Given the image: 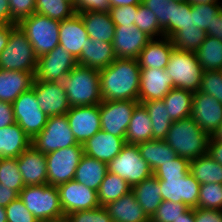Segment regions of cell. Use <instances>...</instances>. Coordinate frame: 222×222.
Wrapping results in <instances>:
<instances>
[{"mask_svg":"<svg viewBox=\"0 0 222 222\" xmlns=\"http://www.w3.org/2000/svg\"><path fill=\"white\" fill-rule=\"evenodd\" d=\"M195 55L204 71L222 70L221 40L207 35Z\"/></svg>","mask_w":222,"mask_h":222,"instance_id":"36","label":"cell"},{"mask_svg":"<svg viewBox=\"0 0 222 222\" xmlns=\"http://www.w3.org/2000/svg\"><path fill=\"white\" fill-rule=\"evenodd\" d=\"M77 144L66 114L49 116L43 130L32 140V146L43 154Z\"/></svg>","mask_w":222,"mask_h":222,"instance_id":"9","label":"cell"},{"mask_svg":"<svg viewBox=\"0 0 222 222\" xmlns=\"http://www.w3.org/2000/svg\"><path fill=\"white\" fill-rule=\"evenodd\" d=\"M142 0H109L110 8L138 5L141 4Z\"/></svg>","mask_w":222,"mask_h":222,"instance_id":"62","label":"cell"},{"mask_svg":"<svg viewBox=\"0 0 222 222\" xmlns=\"http://www.w3.org/2000/svg\"><path fill=\"white\" fill-rule=\"evenodd\" d=\"M207 154L213 160L222 165V141L216 140L213 136H211L208 143Z\"/></svg>","mask_w":222,"mask_h":222,"instance_id":"57","label":"cell"},{"mask_svg":"<svg viewBox=\"0 0 222 222\" xmlns=\"http://www.w3.org/2000/svg\"><path fill=\"white\" fill-rule=\"evenodd\" d=\"M190 172L200 184H222V165L208 154L190 160Z\"/></svg>","mask_w":222,"mask_h":222,"instance_id":"35","label":"cell"},{"mask_svg":"<svg viewBox=\"0 0 222 222\" xmlns=\"http://www.w3.org/2000/svg\"><path fill=\"white\" fill-rule=\"evenodd\" d=\"M108 172L116 174L131 187L153 175L148 163L141 157L137 145L125 144L121 152L107 163Z\"/></svg>","mask_w":222,"mask_h":222,"instance_id":"8","label":"cell"},{"mask_svg":"<svg viewBox=\"0 0 222 222\" xmlns=\"http://www.w3.org/2000/svg\"><path fill=\"white\" fill-rule=\"evenodd\" d=\"M149 140H153L152 121L145 106L139 103L133 111L125 142L137 145Z\"/></svg>","mask_w":222,"mask_h":222,"instance_id":"31","label":"cell"},{"mask_svg":"<svg viewBox=\"0 0 222 222\" xmlns=\"http://www.w3.org/2000/svg\"><path fill=\"white\" fill-rule=\"evenodd\" d=\"M195 222H222V211L194 208Z\"/></svg>","mask_w":222,"mask_h":222,"instance_id":"55","label":"cell"},{"mask_svg":"<svg viewBox=\"0 0 222 222\" xmlns=\"http://www.w3.org/2000/svg\"><path fill=\"white\" fill-rule=\"evenodd\" d=\"M131 191L134 193L136 201L142 207L143 211L151 218L163 201L159 180L152 175L133 186Z\"/></svg>","mask_w":222,"mask_h":222,"instance_id":"32","label":"cell"},{"mask_svg":"<svg viewBox=\"0 0 222 222\" xmlns=\"http://www.w3.org/2000/svg\"><path fill=\"white\" fill-rule=\"evenodd\" d=\"M7 222H39L18 197L5 207Z\"/></svg>","mask_w":222,"mask_h":222,"instance_id":"51","label":"cell"},{"mask_svg":"<svg viewBox=\"0 0 222 222\" xmlns=\"http://www.w3.org/2000/svg\"><path fill=\"white\" fill-rule=\"evenodd\" d=\"M202 30L196 27L194 20V8L186 0H175L172 13V36L176 32L198 31Z\"/></svg>","mask_w":222,"mask_h":222,"instance_id":"39","label":"cell"},{"mask_svg":"<svg viewBox=\"0 0 222 222\" xmlns=\"http://www.w3.org/2000/svg\"><path fill=\"white\" fill-rule=\"evenodd\" d=\"M115 59L112 42H103L88 37L87 43L85 47H82L80 57L77 59V64L101 70Z\"/></svg>","mask_w":222,"mask_h":222,"instance_id":"24","label":"cell"},{"mask_svg":"<svg viewBox=\"0 0 222 222\" xmlns=\"http://www.w3.org/2000/svg\"><path fill=\"white\" fill-rule=\"evenodd\" d=\"M199 92L211 95L222 103V70L204 71Z\"/></svg>","mask_w":222,"mask_h":222,"instance_id":"48","label":"cell"},{"mask_svg":"<svg viewBox=\"0 0 222 222\" xmlns=\"http://www.w3.org/2000/svg\"><path fill=\"white\" fill-rule=\"evenodd\" d=\"M19 198L38 221L65 218L57 186H25L20 191Z\"/></svg>","mask_w":222,"mask_h":222,"instance_id":"4","label":"cell"},{"mask_svg":"<svg viewBox=\"0 0 222 222\" xmlns=\"http://www.w3.org/2000/svg\"><path fill=\"white\" fill-rule=\"evenodd\" d=\"M210 137L192 117H188L173 121L164 140L177 156L190 161L207 154Z\"/></svg>","mask_w":222,"mask_h":222,"instance_id":"2","label":"cell"},{"mask_svg":"<svg viewBox=\"0 0 222 222\" xmlns=\"http://www.w3.org/2000/svg\"><path fill=\"white\" fill-rule=\"evenodd\" d=\"M0 222H7V214L3 206H0Z\"/></svg>","mask_w":222,"mask_h":222,"instance_id":"65","label":"cell"},{"mask_svg":"<svg viewBox=\"0 0 222 222\" xmlns=\"http://www.w3.org/2000/svg\"><path fill=\"white\" fill-rule=\"evenodd\" d=\"M139 101H102L99 105L101 130L125 140L133 111Z\"/></svg>","mask_w":222,"mask_h":222,"instance_id":"12","label":"cell"},{"mask_svg":"<svg viewBox=\"0 0 222 222\" xmlns=\"http://www.w3.org/2000/svg\"><path fill=\"white\" fill-rule=\"evenodd\" d=\"M194 92L172 88L163 98L172 121L191 117Z\"/></svg>","mask_w":222,"mask_h":222,"instance_id":"34","label":"cell"},{"mask_svg":"<svg viewBox=\"0 0 222 222\" xmlns=\"http://www.w3.org/2000/svg\"><path fill=\"white\" fill-rule=\"evenodd\" d=\"M109 9V0H75L76 13L85 11L107 12Z\"/></svg>","mask_w":222,"mask_h":222,"instance_id":"54","label":"cell"},{"mask_svg":"<svg viewBox=\"0 0 222 222\" xmlns=\"http://www.w3.org/2000/svg\"><path fill=\"white\" fill-rule=\"evenodd\" d=\"M0 25H10V8L8 0H0Z\"/></svg>","mask_w":222,"mask_h":222,"instance_id":"60","label":"cell"},{"mask_svg":"<svg viewBox=\"0 0 222 222\" xmlns=\"http://www.w3.org/2000/svg\"><path fill=\"white\" fill-rule=\"evenodd\" d=\"M99 74L103 101H139L141 68L137 59L116 58Z\"/></svg>","mask_w":222,"mask_h":222,"instance_id":"1","label":"cell"},{"mask_svg":"<svg viewBox=\"0 0 222 222\" xmlns=\"http://www.w3.org/2000/svg\"><path fill=\"white\" fill-rule=\"evenodd\" d=\"M34 78L30 72L0 69V101L12 104L32 87Z\"/></svg>","mask_w":222,"mask_h":222,"instance_id":"27","label":"cell"},{"mask_svg":"<svg viewBox=\"0 0 222 222\" xmlns=\"http://www.w3.org/2000/svg\"><path fill=\"white\" fill-rule=\"evenodd\" d=\"M17 24L0 25V53L6 47L10 32Z\"/></svg>","mask_w":222,"mask_h":222,"instance_id":"61","label":"cell"},{"mask_svg":"<svg viewBox=\"0 0 222 222\" xmlns=\"http://www.w3.org/2000/svg\"><path fill=\"white\" fill-rule=\"evenodd\" d=\"M77 65V60L62 46L38 58L35 79L44 82H61Z\"/></svg>","mask_w":222,"mask_h":222,"instance_id":"13","label":"cell"},{"mask_svg":"<svg viewBox=\"0 0 222 222\" xmlns=\"http://www.w3.org/2000/svg\"><path fill=\"white\" fill-rule=\"evenodd\" d=\"M71 131L79 144H84L101 130L99 105L70 107L66 113Z\"/></svg>","mask_w":222,"mask_h":222,"instance_id":"18","label":"cell"},{"mask_svg":"<svg viewBox=\"0 0 222 222\" xmlns=\"http://www.w3.org/2000/svg\"><path fill=\"white\" fill-rule=\"evenodd\" d=\"M35 13L61 22L72 17L76 11L66 0H35Z\"/></svg>","mask_w":222,"mask_h":222,"instance_id":"40","label":"cell"},{"mask_svg":"<svg viewBox=\"0 0 222 222\" xmlns=\"http://www.w3.org/2000/svg\"><path fill=\"white\" fill-rule=\"evenodd\" d=\"M66 222H113L105 206L91 210H79L65 216Z\"/></svg>","mask_w":222,"mask_h":222,"instance_id":"50","label":"cell"},{"mask_svg":"<svg viewBox=\"0 0 222 222\" xmlns=\"http://www.w3.org/2000/svg\"><path fill=\"white\" fill-rule=\"evenodd\" d=\"M66 1L70 2L75 8V0H66Z\"/></svg>","mask_w":222,"mask_h":222,"instance_id":"68","label":"cell"},{"mask_svg":"<svg viewBox=\"0 0 222 222\" xmlns=\"http://www.w3.org/2000/svg\"><path fill=\"white\" fill-rule=\"evenodd\" d=\"M172 88L173 80L165 69L141 68L139 103L163 99Z\"/></svg>","mask_w":222,"mask_h":222,"instance_id":"20","label":"cell"},{"mask_svg":"<svg viewBox=\"0 0 222 222\" xmlns=\"http://www.w3.org/2000/svg\"><path fill=\"white\" fill-rule=\"evenodd\" d=\"M108 172L107 163L83 155L77 166L74 180L88 188L98 191L101 182Z\"/></svg>","mask_w":222,"mask_h":222,"instance_id":"30","label":"cell"},{"mask_svg":"<svg viewBox=\"0 0 222 222\" xmlns=\"http://www.w3.org/2000/svg\"><path fill=\"white\" fill-rule=\"evenodd\" d=\"M141 4L153 11L160 27L164 31V37L171 38L172 13L175 0H142Z\"/></svg>","mask_w":222,"mask_h":222,"instance_id":"41","label":"cell"},{"mask_svg":"<svg viewBox=\"0 0 222 222\" xmlns=\"http://www.w3.org/2000/svg\"><path fill=\"white\" fill-rule=\"evenodd\" d=\"M192 7L196 27L207 32L211 28L214 16L222 9V3L197 4Z\"/></svg>","mask_w":222,"mask_h":222,"instance_id":"49","label":"cell"},{"mask_svg":"<svg viewBox=\"0 0 222 222\" xmlns=\"http://www.w3.org/2000/svg\"><path fill=\"white\" fill-rule=\"evenodd\" d=\"M190 172V161L177 156L172 161H168L159 166L153 175L157 179L183 178Z\"/></svg>","mask_w":222,"mask_h":222,"instance_id":"45","label":"cell"},{"mask_svg":"<svg viewBox=\"0 0 222 222\" xmlns=\"http://www.w3.org/2000/svg\"><path fill=\"white\" fill-rule=\"evenodd\" d=\"M39 222H65V218H59V219H55V220L39 221Z\"/></svg>","mask_w":222,"mask_h":222,"instance_id":"67","label":"cell"},{"mask_svg":"<svg viewBox=\"0 0 222 222\" xmlns=\"http://www.w3.org/2000/svg\"><path fill=\"white\" fill-rule=\"evenodd\" d=\"M191 117L201 130L213 136L222 123V103L211 95L196 91L193 95Z\"/></svg>","mask_w":222,"mask_h":222,"instance_id":"16","label":"cell"},{"mask_svg":"<svg viewBox=\"0 0 222 222\" xmlns=\"http://www.w3.org/2000/svg\"><path fill=\"white\" fill-rule=\"evenodd\" d=\"M137 11L138 5L121 6L109 9L111 19L115 26L134 25L136 22Z\"/></svg>","mask_w":222,"mask_h":222,"instance_id":"53","label":"cell"},{"mask_svg":"<svg viewBox=\"0 0 222 222\" xmlns=\"http://www.w3.org/2000/svg\"><path fill=\"white\" fill-rule=\"evenodd\" d=\"M17 25L25 33L39 58L59 45L60 22L34 13L20 20Z\"/></svg>","mask_w":222,"mask_h":222,"instance_id":"6","label":"cell"},{"mask_svg":"<svg viewBox=\"0 0 222 222\" xmlns=\"http://www.w3.org/2000/svg\"><path fill=\"white\" fill-rule=\"evenodd\" d=\"M148 111L152 121L153 139L164 140L173 123L164 100H151L142 103Z\"/></svg>","mask_w":222,"mask_h":222,"instance_id":"37","label":"cell"},{"mask_svg":"<svg viewBox=\"0 0 222 222\" xmlns=\"http://www.w3.org/2000/svg\"><path fill=\"white\" fill-rule=\"evenodd\" d=\"M88 33L82 17L75 13L64 19L59 25V45L65 48L76 60L80 57L82 47L87 43Z\"/></svg>","mask_w":222,"mask_h":222,"instance_id":"22","label":"cell"},{"mask_svg":"<svg viewBox=\"0 0 222 222\" xmlns=\"http://www.w3.org/2000/svg\"><path fill=\"white\" fill-rule=\"evenodd\" d=\"M38 57L21 28L16 25L10 32L6 47L0 53V69L30 72L34 77Z\"/></svg>","mask_w":222,"mask_h":222,"instance_id":"5","label":"cell"},{"mask_svg":"<svg viewBox=\"0 0 222 222\" xmlns=\"http://www.w3.org/2000/svg\"><path fill=\"white\" fill-rule=\"evenodd\" d=\"M174 222H195L194 208H189Z\"/></svg>","mask_w":222,"mask_h":222,"instance_id":"63","label":"cell"},{"mask_svg":"<svg viewBox=\"0 0 222 222\" xmlns=\"http://www.w3.org/2000/svg\"><path fill=\"white\" fill-rule=\"evenodd\" d=\"M132 187L120 176L107 172L97 191L98 200L101 206L115 201L129 193Z\"/></svg>","mask_w":222,"mask_h":222,"instance_id":"38","label":"cell"},{"mask_svg":"<svg viewBox=\"0 0 222 222\" xmlns=\"http://www.w3.org/2000/svg\"><path fill=\"white\" fill-rule=\"evenodd\" d=\"M31 146L32 140L17 123L0 128V158H17Z\"/></svg>","mask_w":222,"mask_h":222,"instance_id":"28","label":"cell"},{"mask_svg":"<svg viewBox=\"0 0 222 222\" xmlns=\"http://www.w3.org/2000/svg\"><path fill=\"white\" fill-rule=\"evenodd\" d=\"M18 197L19 193L16 190H12L6 186L3 187L2 184H0V206L6 207Z\"/></svg>","mask_w":222,"mask_h":222,"instance_id":"59","label":"cell"},{"mask_svg":"<svg viewBox=\"0 0 222 222\" xmlns=\"http://www.w3.org/2000/svg\"><path fill=\"white\" fill-rule=\"evenodd\" d=\"M84 22L88 37L103 42H112L115 35V25L109 11H85L78 13Z\"/></svg>","mask_w":222,"mask_h":222,"instance_id":"29","label":"cell"},{"mask_svg":"<svg viewBox=\"0 0 222 222\" xmlns=\"http://www.w3.org/2000/svg\"><path fill=\"white\" fill-rule=\"evenodd\" d=\"M165 71L173 80L175 88L192 92L199 91L204 70L198 62L195 52L173 48Z\"/></svg>","mask_w":222,"mask_h":222,"instance_id":"7","label":"cell"},{"mask_svg":"<svg viewBox=\"0 0 222 222\" xmlns=\"http://www.w3.org/2000/svg\"><path fill=\"white\" fill-rule=\"evenodd\" d=\"M213 137L216 140L222 141V123H221L220 127L218 128V130L213 134Z\"/></svg>","mask_w":222,"mask_h":222,"instance_id":"66","label":"cell"},{"mask_svg":"<svg viewBox=\"0 0 222 222\" xmlns=\"http://www.w3.org/2000/svg\"><path fill=\"white\" fill-rule=\"evenodd\" d=\"M14 123L15 119L12 104L0 101V128Z\"/></svg>","mask_w":222,"mask_h":222,"instance_id":"56","label":"cell"},{"mask_svg":"<svg viewBox=\"0 0 222 222\" xmlns=\"http://www.w3.org/2000/svg\"><path fill=\"white\" fill-rule=\"evenodd\" d=\"M64 215L79 210H91L98 208L97 191L86 187L82 183L70 180L57 186Z\"/></svg>","mask_w":222,"mask_h":222,"instance_id":"14","label":"cell"},{"mask_svg":"<svg viewBox=\"0 0 222 222\" xmlns=\"http://www.w3.org/2000/svg\"><path fill=\"white\" fill-rule=\"evenodd\" d=\"M163 201L184 203L189 208H196L200 193V183L189 172L183 178L158 179Z\"/></svg>","mask_w":222,"mask_h":222,"instance_id":"15","label":"cell"},{"mask_svg":"<svg viewBox=\"0 0 222 222\" xmlns=\"http://www.w3.org/2000/svg\"><path fill=\"white\" fill-rule=\"evenodd\" d=\"M84 155L82 144L45 154L47 161V184L58 186L74 180L77 166Z\"/></svg>","mask_w":222,"mask_h":222,"instance_id":"10","label":"cell"},{"mask_svg":"<svg viewBox=\"0 0 222 222\" xmlns=\"http://www.w3.org/2000/svg\"><path fill=\"white\" fill-rule=\"evenodd\" d=\"M17 165L25 186L47 184V161L33 146L17 157Z\"/></svg>","mask_w":222,"mask_h":222,"instance_id":"21","label":"cell"},{"mask_svg":"<svg viewBox=\"0 0 222 222\" xmlns=\"http://www.w3.org/2000/svg\"><path fill=\"white\" fill-rule=\"evenodd\" d=\"M173 48L168 37L151 39L137 57L140 68L165 69Z\"/></svg>","mask_w":222,"mask_h":222,"instance_id":"26","label":"cell"},{"mask_svg":"<svg viewBox=\"0 0 222 222\" xmlns=\"http://www.w3.org/2000/svg\"><path fill=\"white\" fill-rule=\"evenodd\" d=\"M0 184L18 193L25 187L17 158H0Z\"/></svg>","mask_w":222,"mask_h":222,"instance_id":"42","label":"cell"},{"mask_svg":"<svg viewBox=\"0 0 222 222\" xmlns=\"http://www.w3.org/2000/svg\"><path fill=\"white\" fill-rule=\"evenodd\" d=\"M135 25L151 39L164 37V31L153 11L142 4H138Z\"/></svg>","mask_w":222,"mask_h":222,"instance_id":"43","label":"cell"},{"mask_svg":"<svg viewBox=\"0 0 222 222\" xmlns=\"http://www.w3.org/2000/svg\"><path fill=\"white\" fill-rule=\"evenodd\" d=\"M196 208L222 211V184H201Z\"/></svg>","mask_w":222,"mask_h":222,"instance_id":"44","label":"cell"},{"mask_svg":"<svg viewBox=\"0 0 222 222\" xmlns=\"http://www.w3.org/2000/svg\"><path fill=\"white\" fill-rule=\"evenodd\" d=\"M113 222H149L132 191L105 205Z\"/></svg>","mask_w":222,"mask_h":222,"instance_id":"25","label":"cell"},{"mask_svg":"<svg viewBox=\"0 0 222 222\" xmlns=\"http://www.w3.org/2000/svg\"><path fill=\"white\" fill-rule=\"evenodd\" d=\"M141 157L148 163L152 172L162 164L177 157L176 152L165 140L153 139L137 144Z\"/></svg>","mask_w":222,"mask_h":222,"instance_id":"33","label":"cell"},{"mask_svg":"<svg viewBox=\"0 0 222 222\" xmlns=\"http://www.w3.org/2000/svg\"><path fill=\"white\" fill-rule=\"evenodd\" d=\"M151 38L142 32L135 24L115 26L112 41L116 58L137 59Z\"/></svg>","mask_w":222,"mask_h":222,"instance_id":"19","label":"cell"},{"mask_svg":"<svg viewBox=\"0 0 222 222\" xmlns=\"http://www.w3.org/2000/svg\"><path fill=\"white\" fill-rule=\"evenodd\" d=\"M190 3V5H197V4H210V3H222V0H186Z\"/></svg>","mask_w":222,"mask_h":222,"instance_id":"64","label":"cell"},{"mask_svg":"<svg viewBox=\"0 0 222 222\" xmlns=\"http://www.w3.org/2000/svg\"><path fill=\"white\" fill-rule=\"evenodd\" d=\"M207 34L203 30L176 32L170 39L174 48L195 52L205 40Z\"/></svg>","mask_w":222,"mask_h":222,"instance_id":"46","label":"cell"},{"mask_svg":"<svg viewBox=\"0 0 222 222\" xmlns=\"http://www.w3.org/2000/svg\"><path fill=\"white\" fill-rule=\"evenodd\" d=\"M31 88L35 91L41 110L48 117L65 115L69 111L67 94L61 82L37 81L34 78Z\"/></svg>","mask_w":222,"mask_h":222,"instance_id":"17","label":"cell"},{"mask_svg":"<svg viewBox=\"0 0 222 222\" xmlns=\"http://www.w3.org/2000/svg\"><path fill=\"white\" fill-rule=\"evenodd\" d=\"M12 106L15 123L33 140L43 130L48 119L38 104L35 91L30 88L23 92Z\"/></svg>","mask_w":222,"mask_h":222,"instance_id":"11","label":"cell"},{"mask_svg":"<svg viewBox=\"0 0 222 222\" xmlns=\"http://www.w3.org/2000/svg\"><path fill=\"white\" fill-rule=\"evenodd\" d=\"M10 8V24L35 13V0H8Z\"/></svg>","mask_w":222,"mask_h":222,"instance_id":"52","label":"cell"},{"mask_svg":"<svg viewBox=\"0 0 222 222\" xmlns=\"http://www.w3.org/2000/svg\"><path fill=\"white\" fill-rule=\"evenodd\" d=\"M125 144L123 138L99 130L82 146L85 155L108 163L121 152Z\"/></svg>","mask_w":222,"mask_h":222,"instance_id":"23","label":"cell"},{"mask_svg":"<svg viewBox=\"0 0 222 222\" xmlns=\"http://www.w3.org/2000/svg\"><path fill=\"white\" fill-rule=\"evenodd\" d=\"M206 34L222 41V9L214 16L211 28Z\"/></svg>","mask_w":222,"mask_h":222,"instance_id":"58","label":"cell"},{"mask_svg":"<svg viewBox=\"0 0 222 222\" xmlns=\"http://www.w3.org/2000/svg\"><path fill=\"white\" fill-rule=\"evenodd\" d=\"M188 209L189 207L184 203L165 200L162 201L150 220L154 222H174Z\"/></svg>","mask_w":222,"mask_h":222,"instance_id":"47","label":"cell"},{"mask_svg":"<svg viewBox=\"0 0 222 222\" xmlns=\"http://www.w3.org/2000/svg\"><path fill=\"white\" fill-rule=\"evenodd\" d=\"M70 107L100 105V74L98 69L77 64L61 81Z\"/></svg>","mask_w":222,"mask_h":222,"instance_id":"3","label":"cell"}]
</instances>
